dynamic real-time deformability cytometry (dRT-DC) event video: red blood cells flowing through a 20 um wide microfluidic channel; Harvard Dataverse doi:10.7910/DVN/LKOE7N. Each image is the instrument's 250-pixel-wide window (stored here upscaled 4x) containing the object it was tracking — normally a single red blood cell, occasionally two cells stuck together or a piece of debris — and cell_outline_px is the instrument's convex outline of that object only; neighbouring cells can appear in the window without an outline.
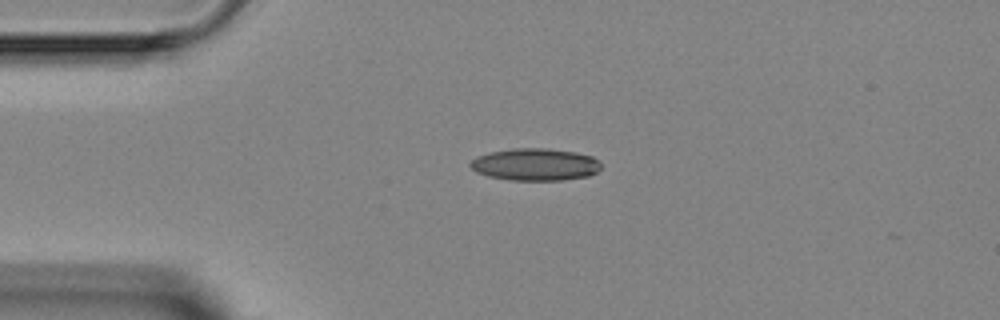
{"species": "Egyptian fruit bat (a non-hibernating species)", "species_latin": "Rousettus aegyptiacus", "temperature_condition": "room temperature", "stored_images_in_passage": 2, "camera_frame_rate_fps": 3000, "um_per_image_px": 0.085, "animal": {"sex": "female"}, "frame": {"image": 1, "passage_image": 1, "time_ms": 0.0, "image_size_px": [1000, 320], "cell_outline_px": [[600, 168], [596, 172], [588, 176], [560, 180], [512, 180], [488, 176], [476, 172], [468, 164], [476, 156], [488, 152], [512, 148], [548, 148], [576, 152], [592, 156], [600, 164]], "centroid_in_image_um": [45.46, 13.97], "position_along_channel_um": 39.5, "area_um2": 24.57}}